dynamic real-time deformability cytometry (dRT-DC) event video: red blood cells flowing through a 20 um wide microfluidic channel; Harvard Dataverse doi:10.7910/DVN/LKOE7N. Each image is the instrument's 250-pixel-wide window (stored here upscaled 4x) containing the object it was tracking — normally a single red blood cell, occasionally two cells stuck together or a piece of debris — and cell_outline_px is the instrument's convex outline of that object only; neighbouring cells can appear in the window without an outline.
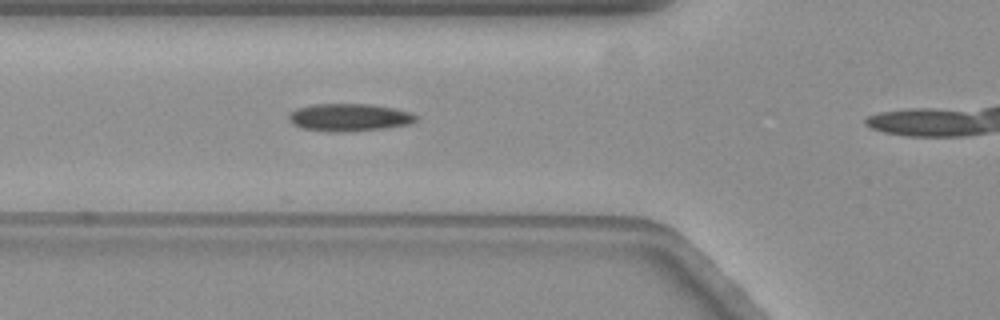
{"species": "common noctule bat (a hibernating species)", "species_latin": "Nyctalus noctula", "temperature_condition": "warm", "stored_images_in_passage": 31, "camera_frame_rate_fps": 3000, "um_per_image_px": 0.085, "animal": {"sex": "female", "body_mass_g": 19.3, "forearm_length_mm": 54.1}, "frame": {"image": 1, "passage_image": 5, "time_ms": 1.333, "image_size_px": [1000, 320], "cell_outline_px": [[416, 120], [412, 124], [384, 128], [348, 132], [328, 132], [304, 128], [292, 124], [288, 120], [288, 116], [296, 108], [316, 104], [372, 104], [392, 108], [408, 112], [416, 116]], "centroid_in_image_um": [29.66, 9.99], "position_along_channel_um": 96.1, "area_um2": 20.4}}
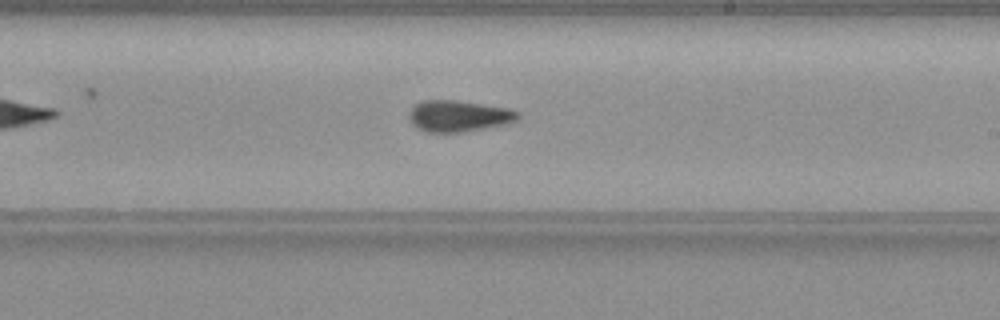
{"frame": {"image": 2, "passage_image": 18, "time_ms": 5.667, "image_size_px": [1000, 320], "cell_outline_px": [[520, 120], [508, 124], [464, 132], [428, 132], [416, 128], [408, 120], [408, 112], [416, 104], [424, 100], [456, 100], [508, 108], [520, 112]], "centroid_in_image_um": [39.01, 9.87], "position_along_channel_um": 250.0, "area_um2": 20.17}}